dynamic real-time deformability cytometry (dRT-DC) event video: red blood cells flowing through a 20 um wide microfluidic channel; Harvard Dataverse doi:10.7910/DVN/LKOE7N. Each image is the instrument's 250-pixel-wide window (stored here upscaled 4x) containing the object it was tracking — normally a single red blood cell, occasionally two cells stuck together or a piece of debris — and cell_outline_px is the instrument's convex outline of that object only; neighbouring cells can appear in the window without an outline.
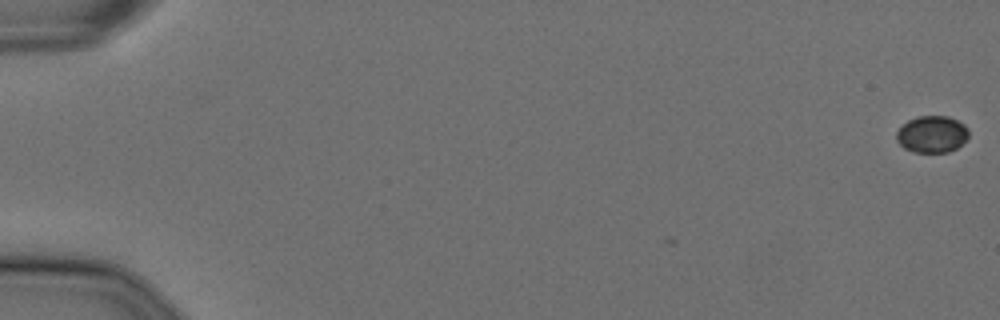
{"species": "Egyptian fruit bat (a non-hibernating species)", "species_latin": "Rousettus aegyptiacus", "temperature_condition": "cold", "stored_images_in_passage": 5, "camera_frame_rate_fps": 3000, "um_per_image_px": 0.085, "animal": {"sex": "female"}, "frame": {"image": 1, "passage_image": 1, "time_ms": 0.0, "image_size_px": [1000, 320], "cell_outline_px": [[968, 136], [956, 148], [948, 152], [912, 152], [904, 148], [896, 140], [896, 132], [908, 120], [916, 116], [948, 116], [964, 124], [968, 128]], "centroid_in_image_um": [79.2, 11.4], "position_along_channel_um": 5.8, "area_um2": 15.43}}